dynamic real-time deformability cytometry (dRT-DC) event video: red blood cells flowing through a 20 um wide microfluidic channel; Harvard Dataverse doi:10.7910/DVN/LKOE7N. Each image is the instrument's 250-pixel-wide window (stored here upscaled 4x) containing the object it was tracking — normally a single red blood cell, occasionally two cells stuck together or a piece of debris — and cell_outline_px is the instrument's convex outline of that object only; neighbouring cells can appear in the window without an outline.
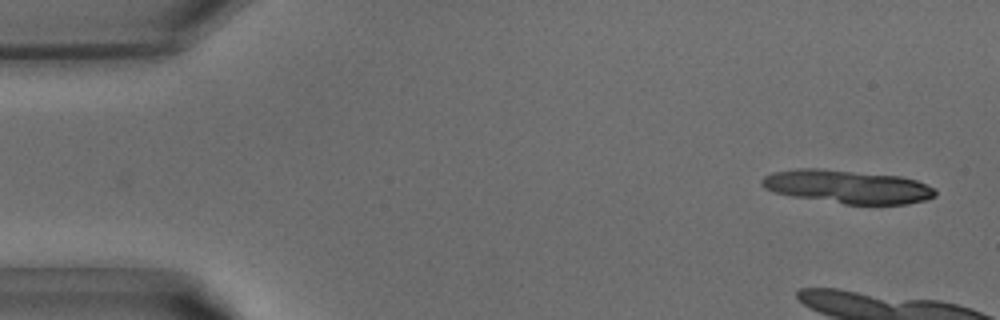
{"species": "common noctule bat (a hibernating species)", "species_latin": "Nyctalus noctula", "temperature_condition": "warm", "stored_images_in_passage": 10, "camera_frame_rate_fps": 3000, "um_per_image_px": 0.085, "animal": {"sex": "male", "body_mass_g": 15.6}, "frame": {"image": 1, "passage_image": 1, "time_ms": 0.0, "image_size_px": [1000, 320], "cell_outline_px": [[936, 196], [924, 200], [908, 204], [844, 204], [792, 196], [776, 192], [764, 188], [760, 184], [760, 180], [764, 176], [772, 172], [796, 168], [820, 168], [900, 176], [916, 180], [936, 188]], "centroid_in_image_um": [72.03, 15.86], "position_along_channel_um": 13.0, "area_um2": 33.87}}